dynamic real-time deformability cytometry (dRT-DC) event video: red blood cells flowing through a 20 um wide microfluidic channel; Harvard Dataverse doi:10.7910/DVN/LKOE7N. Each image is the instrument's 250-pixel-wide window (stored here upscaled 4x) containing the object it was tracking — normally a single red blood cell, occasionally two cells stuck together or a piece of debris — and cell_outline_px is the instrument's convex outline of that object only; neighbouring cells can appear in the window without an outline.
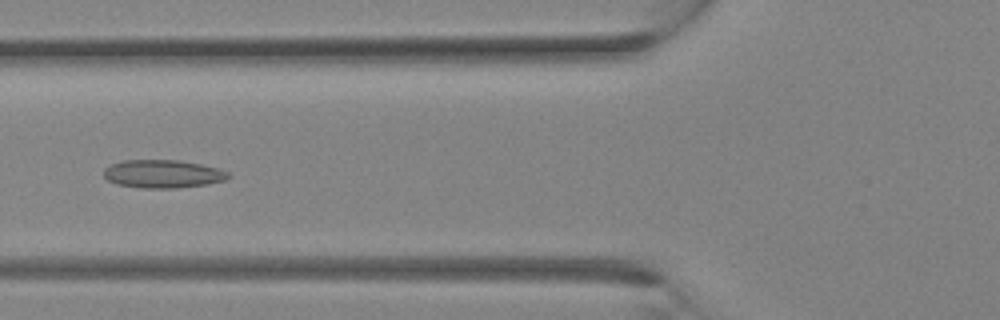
{"species": "Egyptian fruit bat (a non-hibernating species)", "species_latin": "Rousettus aegyptiacus", "temperature_condition": "room temperature", "stored_images_in_passage": 24, "camera_frame_rate_fps": 3000, "um_per_image_px": 0.085, "animal": {"sex": "female"}, "frame": {"image": 1, "passage_image": 4, "time_ms": 1.0, "image_size_px": [1000, 320], "cell_outline_px": [[232, 176], [224, 180], [208, 184], [176, 188], [140, 188], [116, 184], [108, 180], [104, 176], [104, 168], [112, 164], [124, 160], [180, 160], [220, 168], [228, 172]], "centroid_in_image_um": [13.86, 14.78], "position_along_channel_um": 111.9, "area_um2": 20.52}}
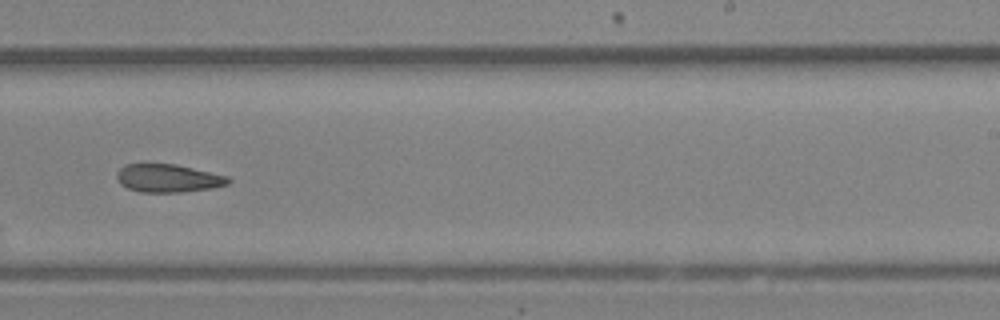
{"frame": {"image": 2, "passage_image": 12, "time_ms": 3.667, "image_size_px": [1000, 320], "cell_outline_px": [[232, 180], [228, 184], [212, 188], [180, 192], [140, 192], [128, 188], [120, 184], [116, 176], [116, 172], [124, 164], [176, 164], [228, 176]], "centroid_in_image_um": [14.28, 15.15], "position_along_channel_um": 274.7, "area_um2": 18.26}}
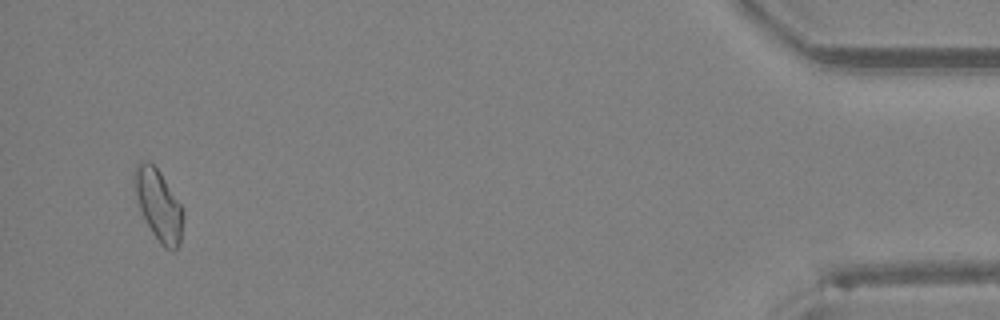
{"frame": {"image": 3, "passage_image": 23, "time_ms": 7.333, "image_size_px": [1000, 320], "cell_outline_px": [[184, 216], [180, 240], [176, 248], [172, 252], [164, 248], [160, 244], [152, 232], [140, 208], [132, 184], [132, 176], [136, 164], [140, 160], [148, 160], [160, 172], [184, 208]], "centroid_in_image_um": [13.47, 17.39], "position_along_channel_um": 421.7, "area_um2": 20.4}}